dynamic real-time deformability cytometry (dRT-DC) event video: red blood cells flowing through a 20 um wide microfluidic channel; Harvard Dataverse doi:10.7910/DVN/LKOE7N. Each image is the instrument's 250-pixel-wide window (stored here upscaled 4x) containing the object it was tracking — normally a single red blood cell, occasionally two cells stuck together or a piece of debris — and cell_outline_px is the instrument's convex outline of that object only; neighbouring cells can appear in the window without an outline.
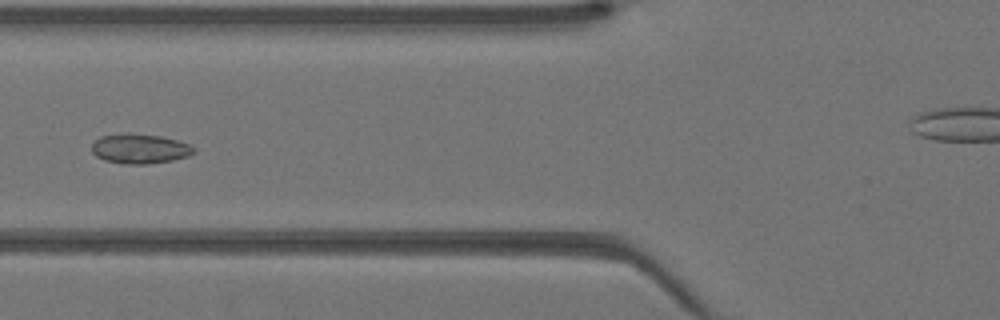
{"species": "Egyptian fruit bat (a non-hibernating species)", "species_latin": "Rousettus aegyptiacus", "temperature_condition": "warm", "stored_images_in_passage": 44, "camera_frame_rate_fps": 3000, "um_per_image_px": 0.085, "animal": {"sex": "female"}, "frame": {"image": 1, "passage_image": 17, "time_ms": 5.333, "image_size_px": [1000, 320], "cell_outline_px": [[196, 152], [188, 156], [172, 160], [148, 164], [124, 164], [104, 160], [96, 156], [92, 152], [92, 144], [100, 136], [128, 132], [160, 136], [176, 140], [188, 144], [196, 148]], "centroid_in_image_um": [11.88, 12.64], "position_along_channel_um": 113.9, "area_um2": 17.8}}
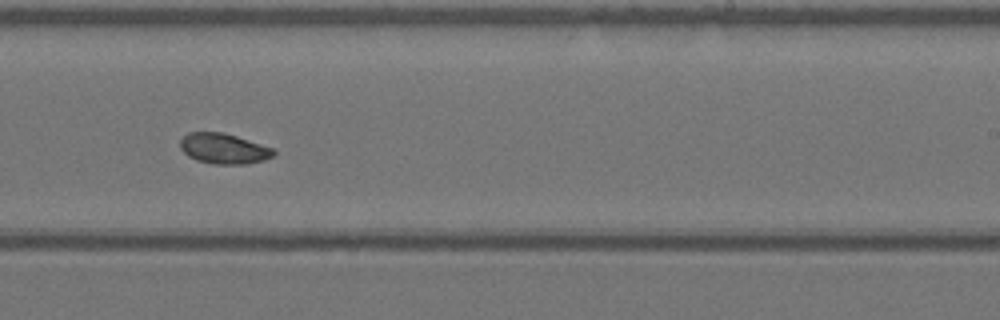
{"frame": {"image": 2, "passage_image": 27, "time_ms": 8.667, "image_size_px": [1000, 320], "cell_outline_px": [[276, 152], [272, 156], [264, 160], [244, 164], [212, 164], [196, 160], [188, 156], [180, 148], [180, 140], [188, 132], [224, 132], [272, 148]], "centroid_in_image_um": [18.98, 12.63], "position_along_channel_um": 270.0, "area_um2": 16.47}}
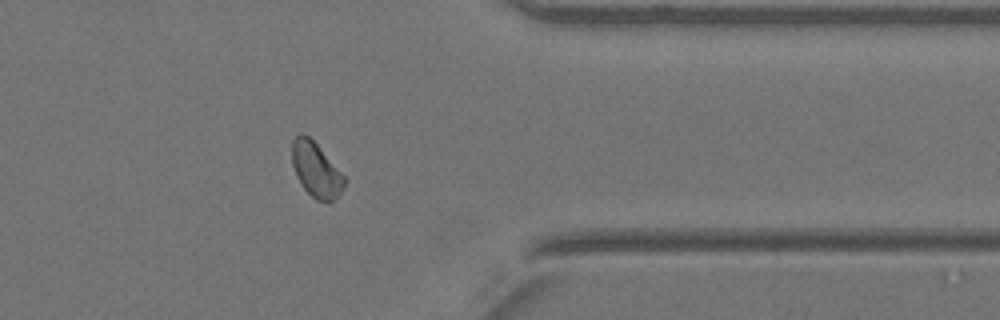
{"frame": {"image": 3, "passage_image": 35, "time_ms": 11.333, "image_size_px": [1000, 320], "cell_outline_px": [[344, 188], [332, 204], [328, 204], [316, 200], [300, 184], [296, 176], [292, 164], [292, 140], [300, 132], [308, 136], [316, 144], [344, 176]], "centroid_in_image_um": [26.85, 14.48], "position_along_channel_um": 384.6, "area_um2": 16.65}}